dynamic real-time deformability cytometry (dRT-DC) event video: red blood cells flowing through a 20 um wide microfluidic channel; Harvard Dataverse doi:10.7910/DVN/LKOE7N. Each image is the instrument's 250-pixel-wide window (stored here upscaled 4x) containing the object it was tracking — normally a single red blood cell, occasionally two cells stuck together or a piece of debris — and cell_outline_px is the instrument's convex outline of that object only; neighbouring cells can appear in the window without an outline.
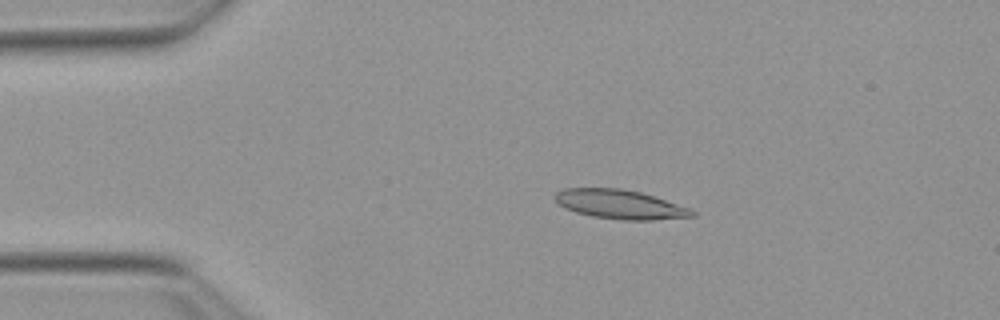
{"species": "Egyptian fruit bat (a non-hibernating species)", "species_latin": "Rousettus aegyptiacus", "temperature_condition": "warm", "stored_images_in_passage": 24, "camera_frame_rate_fps": 3000, "um_per_image_px": 0.085, "animal": {"sex": "female"}, "frame": {"image": 1, "passage_image": 10, "time_ms": 3.0, "image_size_px": [1000, 320], "cell_outline_px": [[696, 216], [652, 220], [624, 220], [592, 216], [576, 212], [564, 208], [552, 196], [556, 192], [564, 188], [620, 188], [640, 192], [692, 208], [696, 212]], "centroid_in_image_um": [52.71, 17.37], "position_along_channel_um": 32.3, "area_um2": 23.35}}
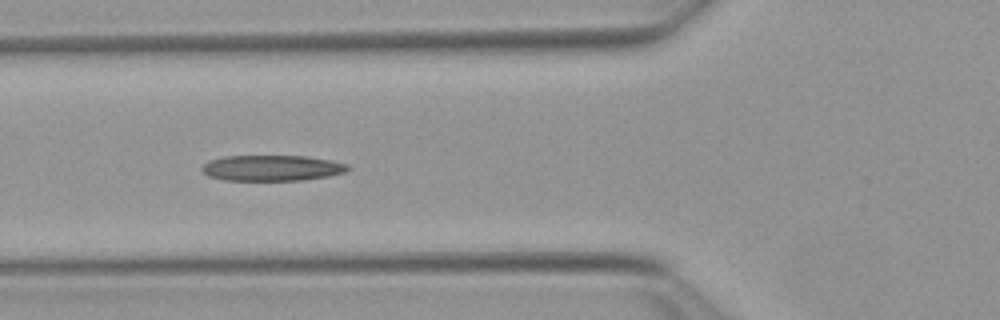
{"frame": {"image": 2, "passage_image": 19, "time_ms": 6.0, "image_size_px": [1000, 320], "cell_outline_px": [[352, 168], [344, 172], [328, 176], [304, 180], [224, 180], [208, 176], [200, 168], [208, 160], [224, 156], [308, 156], [332, 160], [348, 164]], "centroid_in_image_um": [23.13, 14.27], "position_along_channel_um": 102.7, "area_um2": 22.02}}
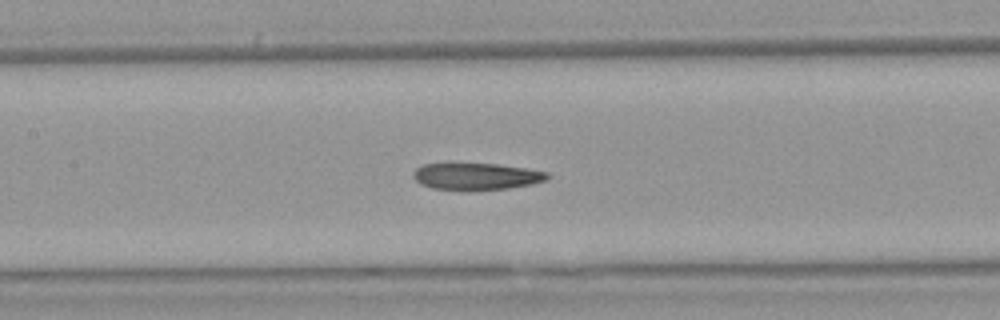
{"frame": {"image": 3, "passage_image": 24, "time_ms": 7.667, "image_size_px": [1000, 320], "cell_outline_px": [[552, 176], [544, 180], [532, 184], [508, 188], [468, 192], [432, 188], [420, 184], [412, 176], [412, 172], [416, 168], [424, 164], [448, 160], [496, 164], [528, 168], [548, 172]], "centroid_in_image_um": [40.41, 14.96], "position_along_channel_um": 167.0, "area_um2": 22.43}}